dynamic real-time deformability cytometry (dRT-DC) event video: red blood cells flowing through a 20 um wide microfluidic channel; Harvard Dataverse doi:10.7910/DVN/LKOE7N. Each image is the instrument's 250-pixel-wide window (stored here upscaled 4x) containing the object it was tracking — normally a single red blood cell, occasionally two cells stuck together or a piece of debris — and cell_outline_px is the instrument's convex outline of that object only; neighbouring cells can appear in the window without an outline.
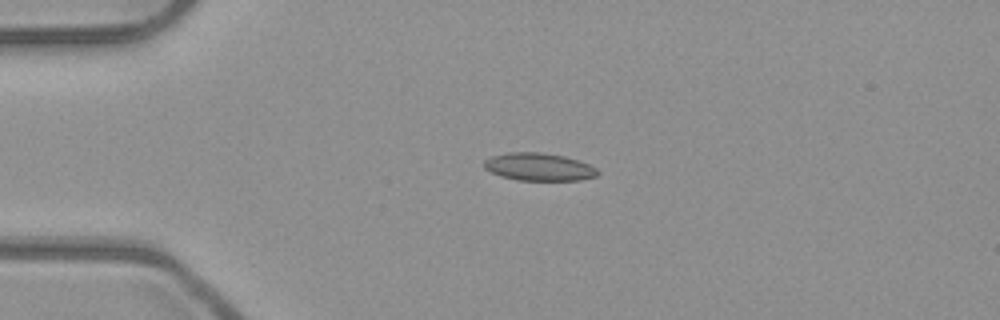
{"species": "common noctule bat (a hibernating species)", "species_latin": "Nyctalus noctula", "temperature_condition": "room temperature", "stored_images_in_passage": 4, "camera_frame_rate_fps": 3000, "um_per_image_px": 0.085, "animal": {"sex": "male", "body_mass_g": 23.1, "forearm_length_mm": 52.7}, "frame": {"image": 1, "passage_image": 3, "time_ms": 0.667, "image_size_px": [1000, 320], "cell_outline_px": [[600, 172], [596, 176], [580, 180], [516, 180], [500, 176], [484, 168], [484, 160], [492, 156], [508, 152], [540, 152], [564, 156], [580, 160], [596, 168]], "centroid_in_image_um": [45.81, 14.18], "position_along_channel_um": 39.2, "area_um2": 18.38}}